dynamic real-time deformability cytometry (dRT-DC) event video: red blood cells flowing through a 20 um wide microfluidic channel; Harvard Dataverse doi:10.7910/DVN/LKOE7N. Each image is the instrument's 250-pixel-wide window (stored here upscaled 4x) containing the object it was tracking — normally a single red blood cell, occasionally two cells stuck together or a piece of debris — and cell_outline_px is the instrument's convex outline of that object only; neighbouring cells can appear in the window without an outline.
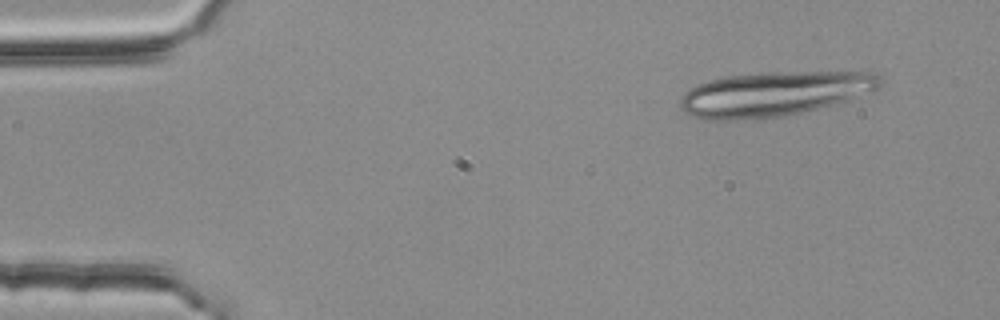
{"species": "common noctule bat (a hibernating species)", "species_latin": "Nyctalus noctula", "temperature_condition": "room temperature", "stored_images_in_passage": 3, "camera_frame_rate_fps": 3000, "um_per_image_px": 0.085, "animal": {"sex": "female", "body_mass_g": 25.1}, "frame": {"image": 1, "passage_image": 3, "time_ms": 0.667, "image_size_px": [1000, 320], "cell_outline_px": [[880, 88], [872, 92], [848, 100], [784, 116], [756, 120], [708, 120], [692, 116], [684, 112], [680, 108], [680, 96], [684, 92], [696, 84], [708, 80], [728, 76], [764, 72], [876, 72], [880, 76]], "centroid_in_image_um": [65.76, 7.98], "position_along_channel_um": 19.2, "area_um2": 52.31}}